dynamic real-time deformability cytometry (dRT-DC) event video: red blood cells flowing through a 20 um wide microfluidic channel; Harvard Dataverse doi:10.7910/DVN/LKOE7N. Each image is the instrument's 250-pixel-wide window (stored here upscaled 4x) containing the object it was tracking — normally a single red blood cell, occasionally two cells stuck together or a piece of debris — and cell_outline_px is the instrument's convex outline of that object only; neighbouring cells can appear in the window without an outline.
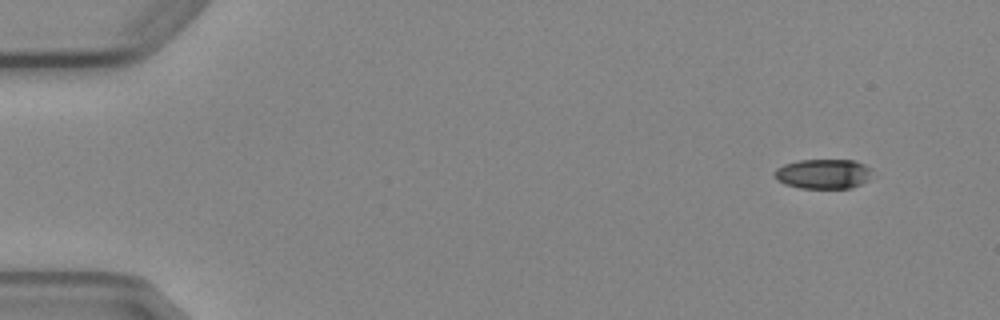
{"species": "Egyptian fruit bat (a non-hibernating species)", "species_latin": "Rousettus aegyptiacus", "temperature_condition": "cold", "stored_images_in_passage": 6, "camera_frame_rate_fps": 3000, "um_per_image_px": 0.085, "animal": {"sex": "female"}, "frame": {"image": 1, "passage_image": 1, "time_ms": 0.0, "image_size_px": [1000, 320], "cell_outline_px": [[868, 180], [852, 188], [800, 188], [784, 184], [776, 180], [776, 168], [784, 164], [800, 160], [856, 160], [864, 164], [868, 168]], "centroid_in_image_um": [69.94, 14.78], "position_along_channel_um": 15.1, "area_um2": 16.7}}
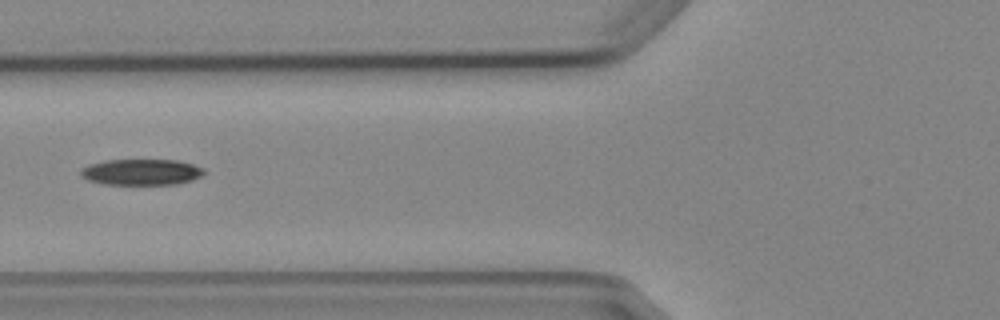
{"frame": {"image": 2, "passage_image": 5, "time_ms": 5.667, "image_size_px": [1000, 320], "cell_outline_px": [[204, 176], [192, 180], [176, 184], [104, 184], [88, 180], [80, 176], [80, 168], [88, 164], [104, 160], [176, 160], [192, 164], [204, 168]], "centroid_in_image_um": [12.0, 14.62], "position_along_channel_um": 113.8, "area_um2": 18.84}}
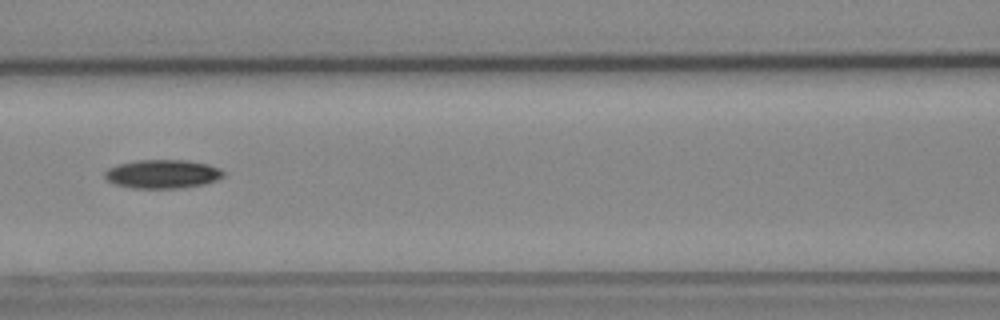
{"frame": {"image": 3, "passage_image": 6, "time_ms": 6.667, "image_size_px": [1000, 320], "cell_outline_px": [[224, 176], [216, 180], [204, 184], [180, 188], [132, 188], [112, 184], [104, 176], [104, 172], [108, 168], [116, 164], [136, 160], [188, 160], [208, 164], [220, 168], [224, 172]], "centroid_in_image_um": [13.79, 14.78], "position_along_channel_um": 152.8, "area_um2": 20.06}}